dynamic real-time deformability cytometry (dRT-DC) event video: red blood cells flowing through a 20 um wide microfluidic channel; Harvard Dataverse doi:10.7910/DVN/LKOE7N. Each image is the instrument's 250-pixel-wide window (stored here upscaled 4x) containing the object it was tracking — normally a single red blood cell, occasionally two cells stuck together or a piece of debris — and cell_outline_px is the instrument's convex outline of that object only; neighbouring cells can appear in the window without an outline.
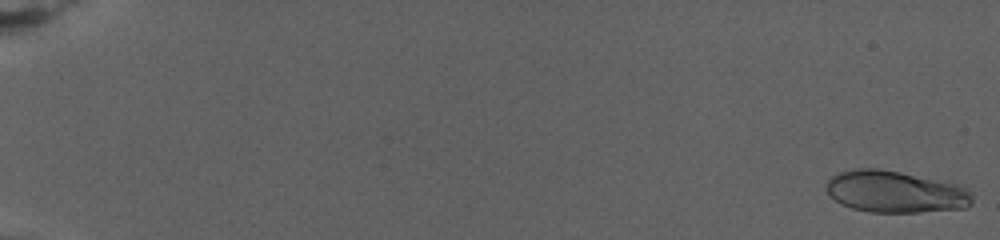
{"species": "human", "species_latin": "Homo sapiens", "temperature_condition": "warm", "stored_images_in_passage": 59, "camera_frame_rate_fps": 3000, "um_per_image_px": 0.085, "donor": {"sex": "female"}, "frame": {"image": 1, "passage_image": 1, "time_ms": 0.0, "image_size_px": [1000, 240], "cell_outline_px": [[972, 204], [964, 208], [920, 212], [868, 212], [852, 208], [840, 204], [828, 192], [828, 180], [832, 176], [840, 172], [856, 168], [880, 168], [960, 184], [972, 196]], "centroid_in_image_um": [76.11, 16.3], "position_along_channel_um": 8.9, "area_um2": 35.43}}
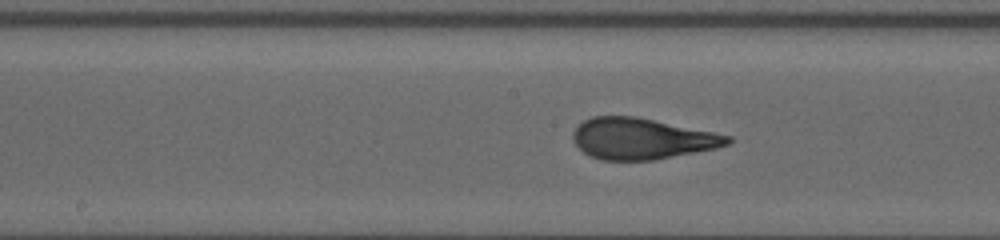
{"frame": {"image": 2, "passage_image": 26, "time_ms": 14.667, "image_size_px": [1000, 240], "cell_outline_px": [[732, 140], [728, 144], [716, 148], [652, 160], [600, 160], [588, 156], [572, 140], [572, 132], [584, 120], [592, 116], [636, 116], [732, 136]], "centroid_in_image_um": [54.52, 11.78], "position_along_channel_um": 193.7, "area_um2": 36.88}}
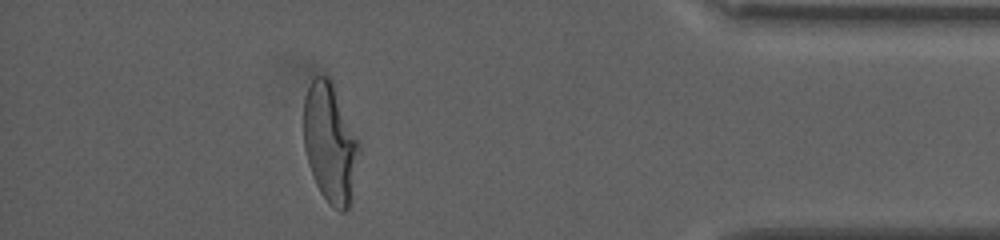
{"frame": {"image": 3, "passage_image": 52, "time_ms": 24.0, "image_size_px": [1000, 240], "cell_outline_px": [[360, 152], [348, 208], [344, 212], [340, 212], [320, 192], [316, 184], [304, 148], [304, 96], [312, 80], [316, 76], [328, 76], [360, 140]], "centroid_in_image_um": [28.07, 12.13], "position_along_channel_um": 407.1, "area_um2": 37.92}, "authors_computed_cell_mechanics": {"area_um2": 36.7608, "velocity_mm_per_s": 2.6588, "shape_relaxation_time_tau1_ms": 8.2872, "shape_relaxation_time_tau2_ms": null, "deformation_change_tau1": 0.2668, "deformation_change_tau2": null}}